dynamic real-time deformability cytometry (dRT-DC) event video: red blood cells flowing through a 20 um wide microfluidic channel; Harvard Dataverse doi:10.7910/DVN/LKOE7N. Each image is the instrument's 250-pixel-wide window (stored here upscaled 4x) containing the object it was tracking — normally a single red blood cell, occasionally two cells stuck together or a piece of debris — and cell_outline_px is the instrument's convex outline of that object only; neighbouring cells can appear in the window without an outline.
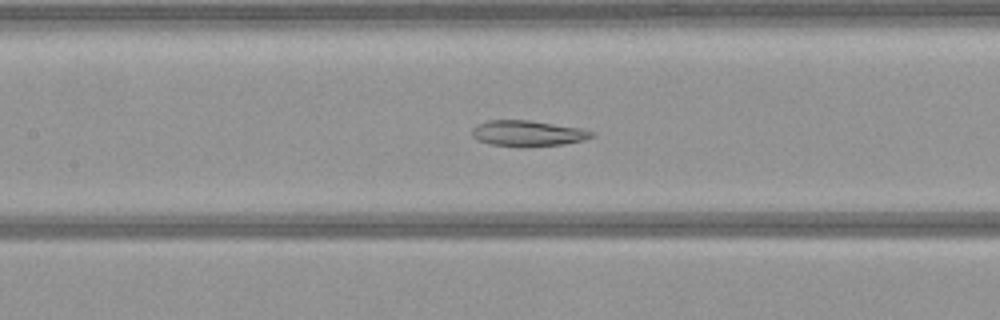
{"species": "common noctule bat (a hibernating species)", "species_latin": "Nyctalus noctula", "temperature_condition": "warm", "stored_images_in_passage": 46, "camera_frame_rate_fps": 3000, "um_per_image_px": 0.085, "animal": {"sex": "female", "body_mass_g": 21.9}, "frame": {"image": 1, "passage_image": 17, "time_ms": 5.333, "image_size_px": [1000, 320], "cell_outline_px": [[596, 136], [584, 140], [564, 144], [524, 148], [520, 148], [492, 144], [480, 140], [472, 136], [472, 128], [476, 124], [488, 120], [528, 120], [584, 128], [596, 132]], "centroid_in_image_um": [44.92, 11.34], "position_along_channel_um": 162.5, "area_um2": 18.44}}
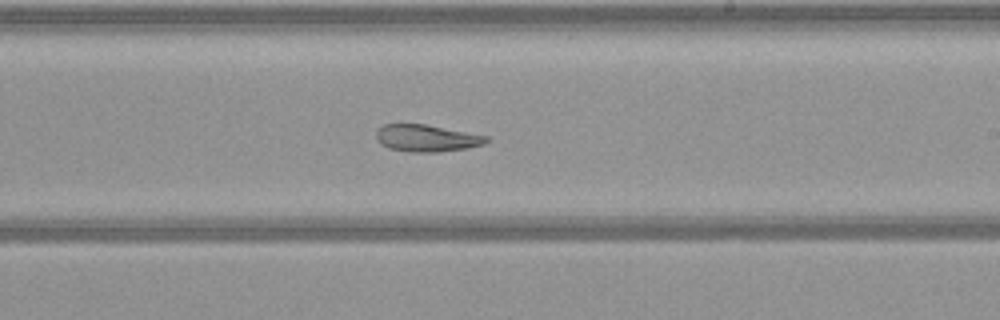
{"frame": {"image": 2, "passage_image": 24, "time_ms": 7.667, "image_size_px": [1000, 320], "cell_outline_px": [[488, 140], [484, 144], [468, 148], [436, 152], [408, 152], [388, 148], [380, 144], [376, 140], [376, 132], [384, 124], [424, 124], [488, 136]], "centroid_in_image_um": [36.23, 11.75], "position_along_channel_um": 252.8, "area_um2": 17.28}}
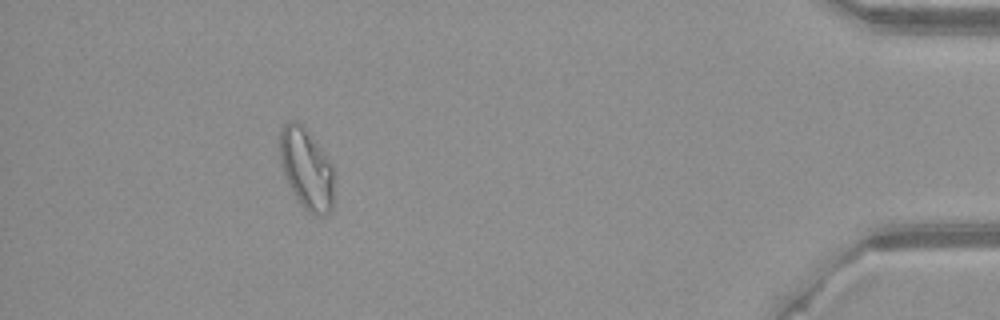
{"frame": {"image": 3, "passage_image": 41, "time_ms": 13.333, "image_size_px": [1000, 320], "cell_outline_px": [[336, 172], [332, 208], [328, 216], [316, 216], [308, 212], [304, 208], [288, 184], [284, 176], [280, 160], [280, 128], [288, 120], [292, 120], [300, 124], [320, 148], [336, 168]], "centroid_in_image_um": [26.09, 14.4], "position_along_channel_um": 409.1, "area_um2": 25.89}}